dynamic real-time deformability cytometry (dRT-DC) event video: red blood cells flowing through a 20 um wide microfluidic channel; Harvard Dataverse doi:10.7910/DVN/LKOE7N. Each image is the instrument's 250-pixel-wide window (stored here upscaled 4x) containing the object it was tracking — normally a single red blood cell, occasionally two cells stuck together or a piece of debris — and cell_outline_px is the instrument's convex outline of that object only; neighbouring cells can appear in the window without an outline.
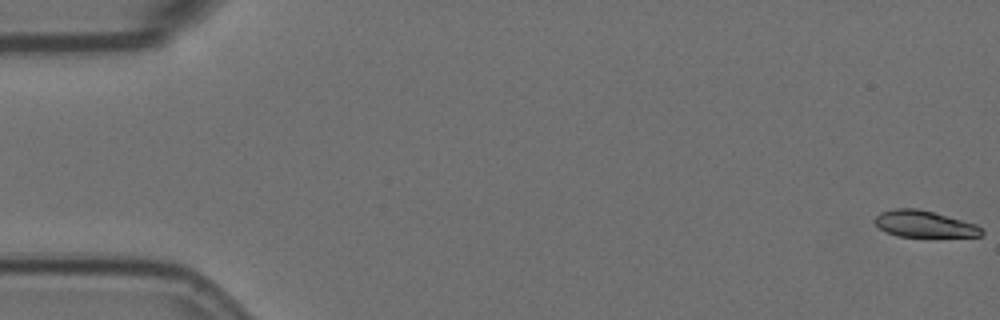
{"species": "Egyptian fruit bat (a non-hibernating species)", "species_latin": "Rousettus aegyptiacus", "temperature_condition": "room temperature", "stored_images_in_passage": 57, "camera_frame_rate_fps": 3000, "um_per_image_px": 0.085, "animal": {"sex": "female"}, "frame": {"image": 1, "passage_image": 1, "time_ms": 0.0, "image_size_px": [1000, 320], "cell_outline_px": [[984, 232], [980, 236], [896, 236], [880, 228], [872, 220], [880, 212], [892, 208], [916, 208], [932, 212], [976, 224]], "centroid_in_image_um": [78.5, 19.02], "position_along_channel_um": 6.5, "area_um2": 16.24}}
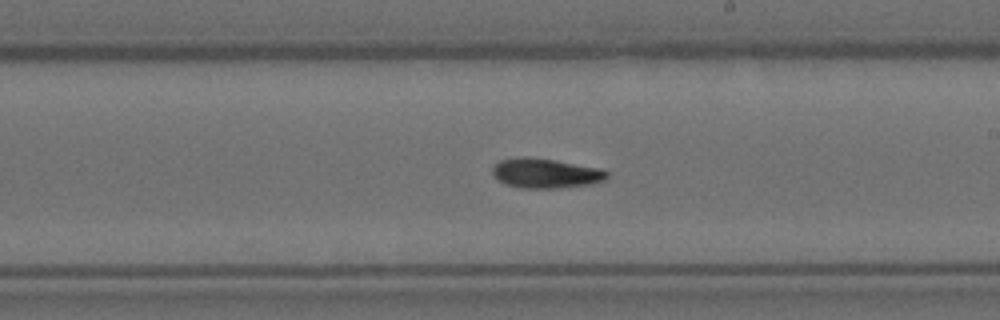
{"frame": {"image": 2, "passage_image": 33, "time_ms": 10.667, "image_size_px": [1000, 320], "cell_outline_px": [[608, 176], [604, 180], [592, 184], [560, 188], [520, 188], [504, 184], [496, 180], [492, 172], [492, 168], [500, 160], [524, 156], [552, 160], [600, 168], [608, 172]], "centroid_in_image_um": [46.35, 14.74], "position_along_channel_um": 242.7, "area_um2": 19.83}}
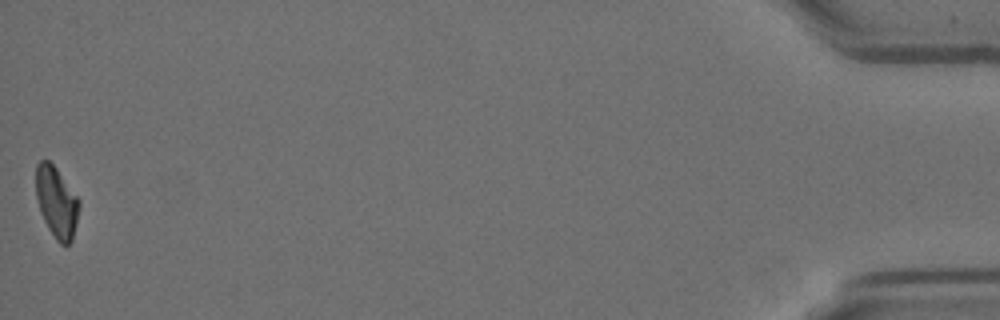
{"frame": {"image": 3, "passage_image": 57, "time_ms": 18.667, "image_size_px": [1000, 320], "cell_outline_px": [[80, 208], [72, 240], [68, 244], [60, 244], [56, 240], [48, 228], [40, 212], [36, 196], [36, 164], [40, 160], [48, 160], [56, 168], [80, 200]], "centroid_in_image_um": [4.81, 17.18], "position_along_channel_um": 430.4, "area_um2": 17.86}, "authors_computed_cell_mechanics": {"area_um2": 18.496, "velocity_mm_per_s": 3.5892, "shape_relaxation_time_tau1_ms": 5.5872, "shape_relaxation_time_tau2_ms": null, "deformation_change_tau1": 0.1731, "deformation_change_tau2": null}}